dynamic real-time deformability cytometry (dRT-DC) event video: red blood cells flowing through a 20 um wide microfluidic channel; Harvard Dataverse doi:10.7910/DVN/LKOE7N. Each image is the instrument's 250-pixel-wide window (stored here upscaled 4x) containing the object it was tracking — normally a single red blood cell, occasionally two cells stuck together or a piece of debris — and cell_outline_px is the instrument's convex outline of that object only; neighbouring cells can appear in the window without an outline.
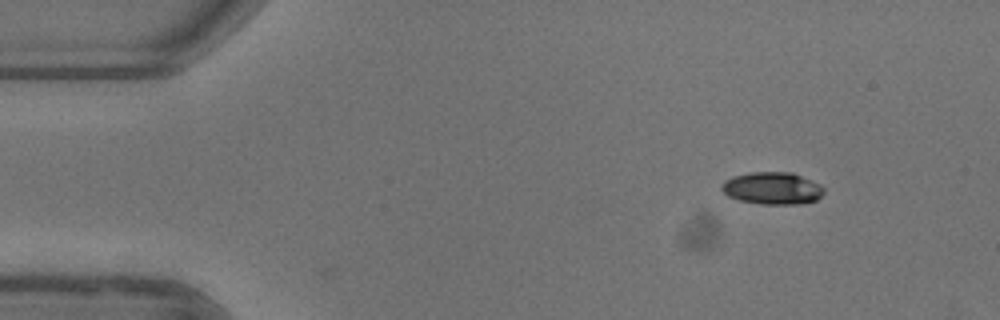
{"species": "common noctule bat (a hibernating species)", "species_latin": "Nyctalus noctula", "temperature_condition": "warm", "stored_images_in_passage": 11, "camera_frame_rate_fps": 3000, "um_per_image_px": 0.085, "animal": {"sex": "female"}, "frame": {"image": 1, "passage_image": 1, "time_ms": 0.0, "image_size_px": [1000, 320], "cell_outline_px": [[824, 192], [816, 200], [800, 204], [760, 204], [740, 200], [728, 196], [720, 188], [724, 180], [732, 176], [752, 172], [792, 172], [820, 184], [824, 188]], "centroid_in_image_um": [65.64, 16.0], "position_along_channel_um": 19.4, "area_um2": 19.25}}
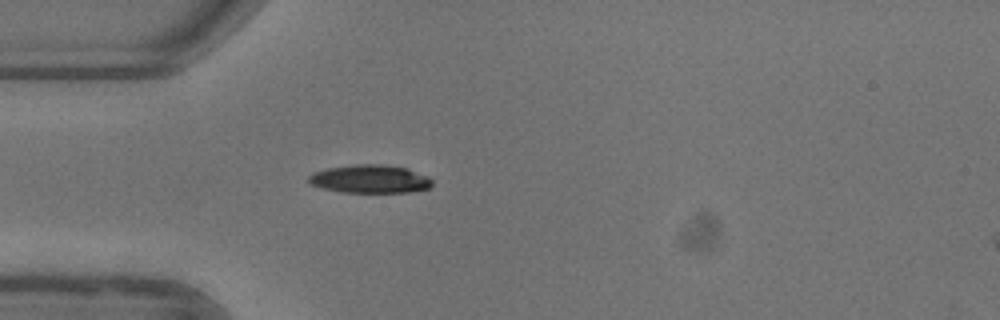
{"frame": {"image": 2, "passage_image": 10, "time_ms": 3.0, "image_size_px": [1000, 320], "cell_outline_px": [[432, 184], [428, 188], [408, 192], [340, 192], [324, 188], [312, 184], [308, 180], [308, 176], [312, 172], [328, 168], [356, 164], [380, 164], [408, 168], [428, 176], [432, 180]], "centroid_in_image_um": [31.46, 15.2], "position_along_channel_um": 53.5, "area_um2": 20.23}}